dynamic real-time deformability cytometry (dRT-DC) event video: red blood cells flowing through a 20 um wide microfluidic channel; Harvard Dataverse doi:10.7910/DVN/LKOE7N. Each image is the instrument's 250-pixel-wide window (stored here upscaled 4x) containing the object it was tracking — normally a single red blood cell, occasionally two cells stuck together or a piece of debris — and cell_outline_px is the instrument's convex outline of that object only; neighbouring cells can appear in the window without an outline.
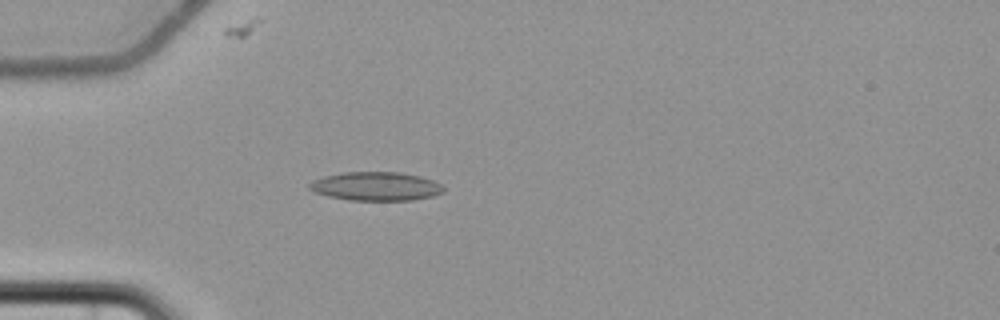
{"species": "common noctule bat (a hibernating species)", "species_latin": "Nyctalus noctula", "temperature_condition": "cold", "stored_images_in_passage": 6, "camera_frame_rate_fps": 3000, "um_per_image_px": 0.085, "animal": {"sex": "female", "body_mass_g": 22.7, "forearm_length_mm": 54.2}, "frame": {"image": 1, "passage_image": 4, "time_ms": 4.667, "image_size_px": [1000, 320], "cell_outline_px": [[444, 192], [432, 196], [412, 200], [348, 200], [328, 196], [316, 192], [308, 188], [308, 184], [312, 180], [324, 176], [344, 172], [400, 172], [420, 176], [432, 180], [440, 184], [444, 188]], "centroid_in_image_um": [31.94, 15.83], "position_along_channel_um": 53.1, "area_um2": 22.43}}